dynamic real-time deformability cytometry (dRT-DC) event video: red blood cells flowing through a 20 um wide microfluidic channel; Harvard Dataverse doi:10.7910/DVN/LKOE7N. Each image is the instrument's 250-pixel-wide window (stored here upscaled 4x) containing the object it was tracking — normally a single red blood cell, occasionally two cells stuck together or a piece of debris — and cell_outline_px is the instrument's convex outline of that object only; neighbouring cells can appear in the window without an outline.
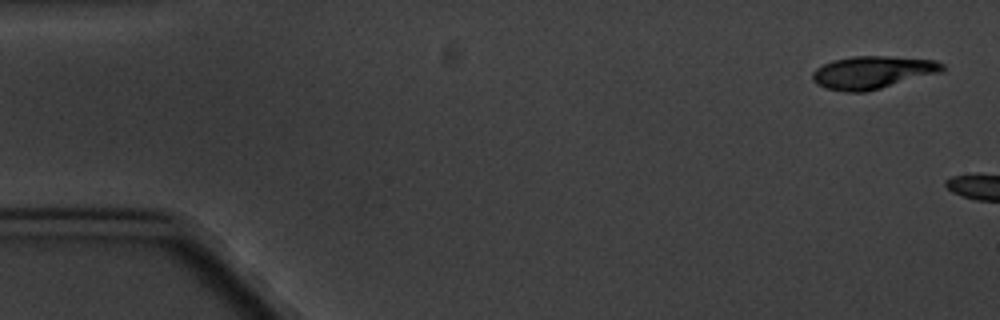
{"species": "common noctule bat (a hibernating species)", "species_latin": "Nyctalus noctula", "temperature_condition": "cold", "stored_images_in_passage": 3, "camera_frame_rate_fps": 3000, "um_per_image_px": 0.085, "animal": {"sex": "male", "body_mass_g": 20.1, "forearm_length_mm": 53.5}, "frame": {"image": 1, "passage_image": 1, "time_ms": 0.0, "image_size_px": [1000, 320], "cell_outline_px": [[944, 72], [868, 92], [848, 92], [824, 88], [816, 84], [812, 80], [812, 72], [816, 68], [832, 60], [852, 56], [892, 56], [936, 60], [944, 64]], "centroid_in_image_um": [74.19, 6.16], "position_along_channel_um": 10.8, "area_um2": 25.26}}